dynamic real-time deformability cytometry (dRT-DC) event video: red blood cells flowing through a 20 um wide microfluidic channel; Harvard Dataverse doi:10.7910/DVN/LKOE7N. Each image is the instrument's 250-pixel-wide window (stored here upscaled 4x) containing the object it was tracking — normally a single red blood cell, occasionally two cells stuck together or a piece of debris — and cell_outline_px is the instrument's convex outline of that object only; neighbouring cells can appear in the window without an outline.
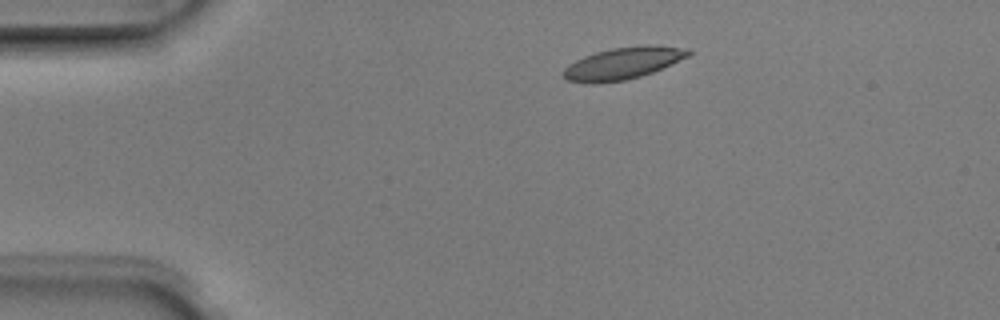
{"species": "Egyptian fruit bat (a non-hibernating species)", "species_latin": "Rousettus aegyptiacus", "temperature_condition": "room temperature", "stored_images_in_passage": 3, "camera_frame_rate_fps": 3000, "um_per_image_px": 0.085, "animal": {"sex": "male"}, "frame": {"image": 1, "passage_image": 1, "time_ms": 0.0, "image_size_px": [1000, 320], "cell_outline_px": [[692, 52], [688, 56], [652, 72], [640, 76], [624, 80], [592, 84], [588, 84], [568, 80], [560, 72], [568, 64], [584, 56], [596, 52], [612, 48], [644, 44], [656, 44], [692, 48]], "centroid_in_image_um": [52.96, 5.35], "position_along_channel_um": 32.0, "area_um2": 23.52}}